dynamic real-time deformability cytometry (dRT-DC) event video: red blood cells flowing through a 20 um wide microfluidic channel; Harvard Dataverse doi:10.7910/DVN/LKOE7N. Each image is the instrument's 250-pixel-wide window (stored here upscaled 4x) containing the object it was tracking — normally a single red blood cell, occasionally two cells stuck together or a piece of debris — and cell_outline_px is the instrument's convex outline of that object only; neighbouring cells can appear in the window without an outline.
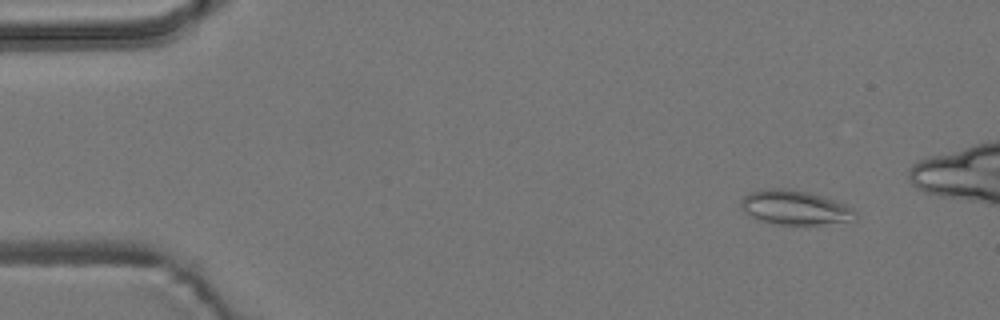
{"species": "common noctule bat (a hibernating species)", "species_latin": "Nyctalus noctula", "temperature_condition": "room temperature", "stored_images_in_passage": 5, "camera_frame_rate_fps": 3000, "um_per_image_px": 0.085, "animal": {"sex": "male", "body_mass_g": 19.2, "forearm_length_mm": 51.8}, "frame": {"image": 1, "passage_image": 2, "time_ms": 1.0, "image_size_px": [1000, 320], "cell_outline_px": [[856, 220], [820, 224], [780, 224], [764, 220], [752, 216], [744, 212], [740, 204], [740, 200], [744, 196], [752, 192], [768, 188], [784, 188], [808, 192], [824, 196], [844, 204], [852, 208], [856, 212]], "centroid_in_image_um": [67.59, 17.63], "position_along_channel_um": 17.4, "area_um2": 22.54}}